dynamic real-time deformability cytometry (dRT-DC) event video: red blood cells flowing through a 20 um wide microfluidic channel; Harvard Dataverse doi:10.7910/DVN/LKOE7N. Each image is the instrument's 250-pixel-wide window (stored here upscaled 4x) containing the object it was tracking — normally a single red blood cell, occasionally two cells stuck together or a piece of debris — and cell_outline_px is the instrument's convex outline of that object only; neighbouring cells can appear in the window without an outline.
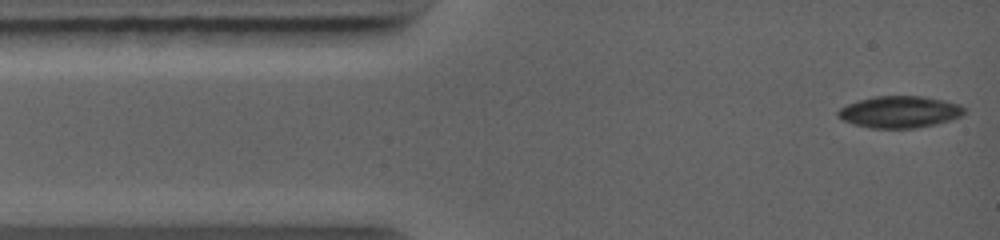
{"species": "common noctule bat (a hibernating species)", "species_latin": "Nyctalus noctula", "temperature_condition": "warm", "stored_images_in_passage": 8, "camera_frame_rate_fps": 5000, "um_per_image_px": 0.085, "animal": {"sex": "female", "body_mass_g": 19.0, "forearm_length_mm": 56.7}, "frame": {"image": 1, "passage_image": 1, "time_ms": 0.0, "image_size_px": [1000, 240], "cell_outline_px": [[964, 112], [960, 116], [948, 120], [932, 124], [912, 128], [872, 128], [856, 124], [844, 120], [836, 112], [840, 108], [848, 104], [860, 100], [876, 96], [920, 96], [940, 100], [956, 104], [964, 108]], "centroid_in_image_um": [76.43, 9.51], "position_along_channel_um": 8.6, "area_um2": 22.6}}
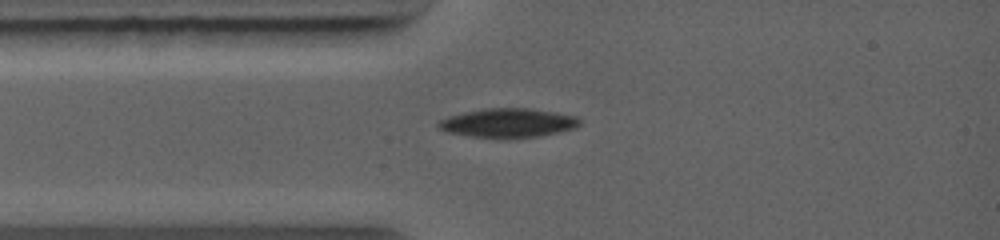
{"frame": {"image": 2, "passage_image": 6, "time_ms": 2.0, "image_size_px": [1000, 240], "cell_outline_px": [[580, 124], [572, 128], [556, 132], [536, 136], [504, 140], [472, 136], [448, 132], [440, 128], [436, 124], [440, 120], [464, 112], [484, 108], [532, 108], [572, 116], [580, 120]], "centroid_in_image_um": [43.14, 10.46], "position_along_channel_um": 41.9, "area_um2": 23.7}}
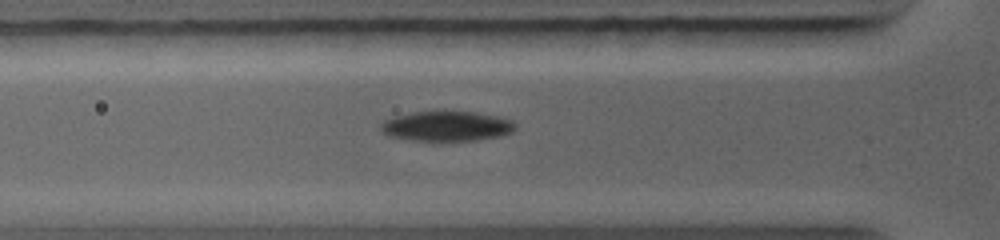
{"frame": {"image": 3, "passage_image": 8, "time_ms": 3.0, "image_size_px": [1000, 240], "cell_outline_px": [[516, 128], [512, 132], [500, 136], [476, 140], [416, 140], [392, 136], [384, 132], [380, 128], [380, 124], [384, 120], [396, 116], [412, 112], [476, 112], [496, 116], [512, 120], [516, 124]], "centroid_in_image_um": [38.01, 10.72], "position_along_channel_um": 87.8, "area_um2": 23.06}}